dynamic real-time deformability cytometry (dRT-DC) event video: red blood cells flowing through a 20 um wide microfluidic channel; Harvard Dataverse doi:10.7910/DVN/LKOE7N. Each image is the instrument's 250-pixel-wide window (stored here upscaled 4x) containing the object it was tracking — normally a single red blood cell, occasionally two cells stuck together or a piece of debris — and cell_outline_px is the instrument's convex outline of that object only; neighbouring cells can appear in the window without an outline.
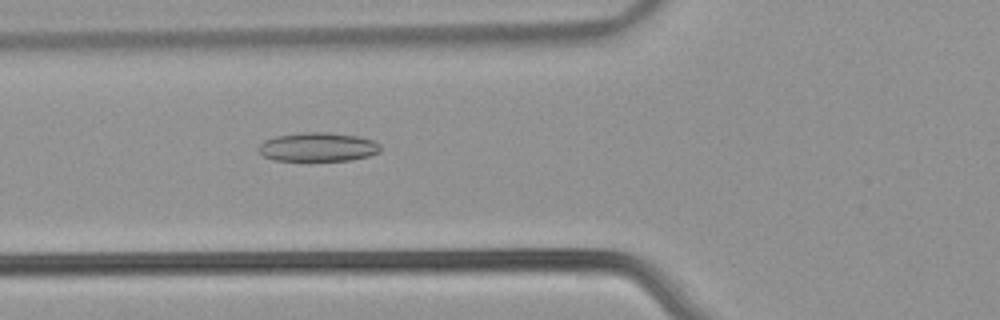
{"species": "common noctule bat (a hibernating species)", "species_latin": "Nyctalus noctula", "temperature_condition": "warm", "stored_images_in_passage": 52, "camera_frame_rate_fps": 3000, "um_per_image_px": 0.085, "animal": {"sex": "male", "body_mass_g": 21.5, "forearm_length_mm": 52.0}, "frame": {"image": 1, "passage_image": 19, "time_ms": 6.0, "image_size_px": [1000, 320], "cell_outline_px": [[380, 152], [368, 156], [352, 160], [272, 160], [264, 156], [256, 148], [264, 140], [276, 136], [300, 132], [328, 132], [360, 136], [372, 140], [380, 144]], "centroid_in_image_um": [27.02, 12.48], "position_along_channel_um": 98.8, "area_um2": 20.63}}
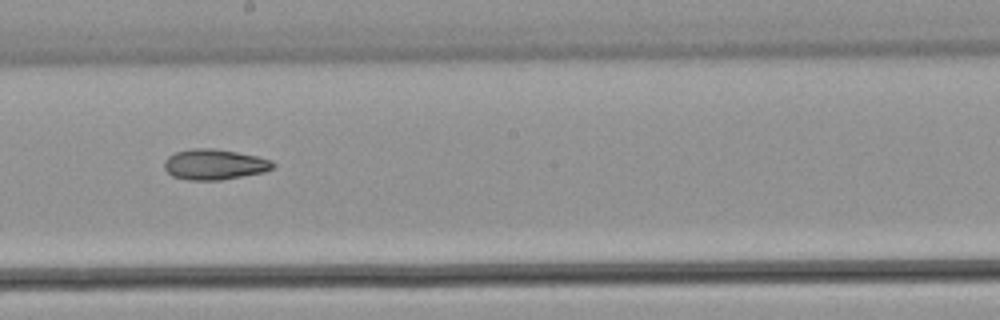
{"frame": {"image": 2, "passage_image": 29, "time_ms": 9.333, "image_size_px": [1000, 320], "cell_outline_px": [[276, 164], [272, 168], [264, 172], [220, 180], [188, 180], [172, 176], [164, 168], [164, 160], [168, 156], [176, 152], [192, 148], [212, 148], [236, 152], [256, 156], [272, 160]], "centroid_in_image_um": [18.21, 13.97], "position_along_channel_um": 230.0, "area_um2": 19.31}}
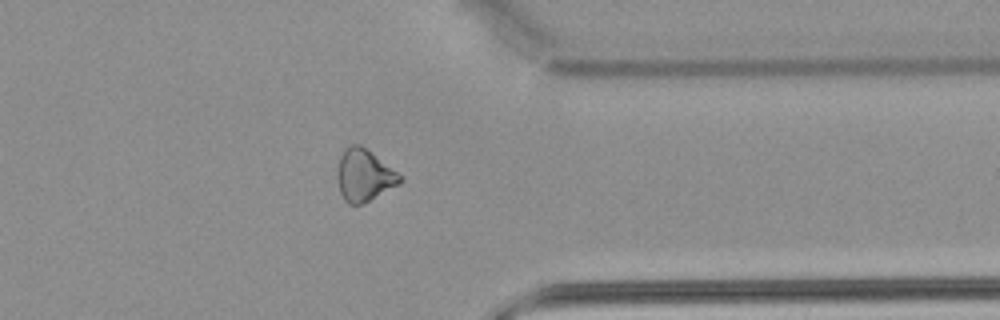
{"frame": {"image": 3, "passage_image": 41, "time_ms": 13.333, "image_size_px": [1000, 320], "cell_outline_px": [[404, 180], [400, 184], [364, 204], [348, 204], [344, 200], [340, 192], [336, 180], [336, 172], [340, 156], [344, 148], [352, 144], [360, 144], [396, 172]], "centroid_in_image_um": [30.91, 14.93], "position_along_channel_um": 380.5, "area_um2": 19.02}, "authors_computed_cell_mechanics": {"area_um2": 20.6924, "velocity_mm_per_s": 3.9267, "shape_relaxation_time_tau1_ms": null, "shape_relaxation_time_tau2_ms": 6.7331, "deformation_change_tau1": null, "deformation_change_tau2": 0.145}}